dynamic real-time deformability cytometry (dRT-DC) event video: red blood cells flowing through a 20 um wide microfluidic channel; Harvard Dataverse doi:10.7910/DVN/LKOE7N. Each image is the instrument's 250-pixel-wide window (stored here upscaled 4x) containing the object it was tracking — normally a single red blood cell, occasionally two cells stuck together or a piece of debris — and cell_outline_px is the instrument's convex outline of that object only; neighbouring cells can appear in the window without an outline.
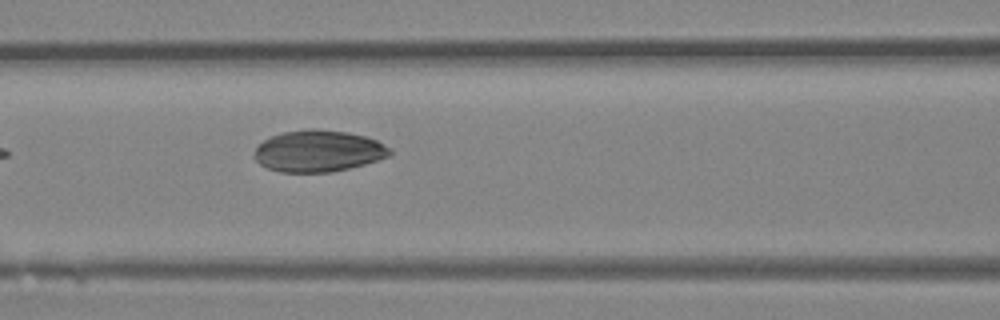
{"species": "Egyptian fruit bat (a non-hibernating species)", "species_latin": "Rousettus aegyptiacus", "temperature_condition": "room temperature", "stored_images_in_passage": 5, "camera_frame_rate_fps": 3000, "um_per_image_px": 0.085, "animal": {"sex": "female"}, "frame": {"image": 1, "passage_image": 5, "time_ms": 1.333, "image_size_px": [1000, 320], "cell_outline_px": [[392, 152], [388, 156], [364, 164], [332, 172], [280, 172], [268, 168], [260, 164], [252, 156], [256, 148], [264, 140], [272, 136], [284, 132], [308, 128], [316, 128], [348, 132], [364, 136], [376, 140], [392, 148]], "centroid_in_image_um": [27.05, 12.83], "position_along_channel_um": 139.6, "area_um2": 32.83}}